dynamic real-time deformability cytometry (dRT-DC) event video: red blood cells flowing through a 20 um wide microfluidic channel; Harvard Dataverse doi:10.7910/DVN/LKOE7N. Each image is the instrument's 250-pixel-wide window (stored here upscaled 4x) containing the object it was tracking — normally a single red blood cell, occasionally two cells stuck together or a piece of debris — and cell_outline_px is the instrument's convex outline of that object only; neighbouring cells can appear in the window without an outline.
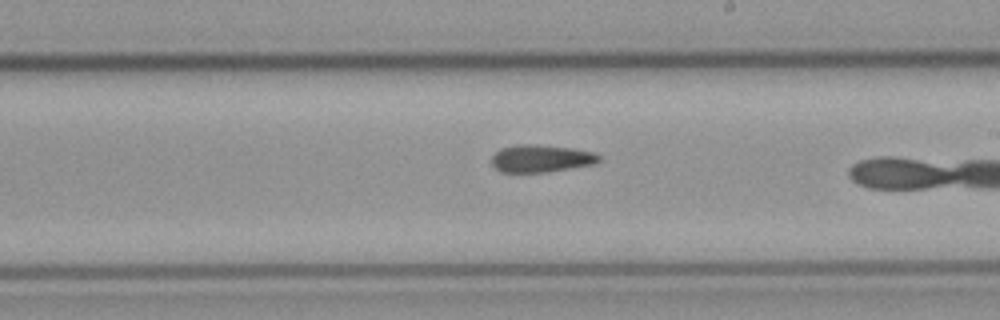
{"species": "common noctule bat (a hibernating species)", "species_latin": "Nyctalus noctula", "temperature_condition": "cold", "stored_images_in_passage": 30, "camera_frame_rate_fps": 3000, "um_per_image_px": 0.085, "animal": {"sex": "male", "body_mass_g": 23.1, "forearm_length_mm": 52.7}, "frame": {"image": 1, "passage_image": 13, "time_ms": 4.0, "image_size_px": [1000, 320], "cell_outline_px": [[600, 160], [592, 164], [548, 172], [500, 172], [492, 164], [492, 156], [500, 148], [516, 144], [536, 144], [572, 148], [592, 152], [600, 156]], "centroid_in_image_um": [45.95, 13.46], "position_along_channel_um": 243.1, "area_um2": 17.11}, "authors_computed_cell_mechanics": {"area_um2": 17.5134, "velocity_mm_per_s": 3.8037, "shape_relaxation_time_tau1_ms": 9.7075, "shape_relaxation_time_tau2_ms": 3.8086, "deformation_change_tau1": 0.1513, "deformation_change_tau2": 0.1118}}